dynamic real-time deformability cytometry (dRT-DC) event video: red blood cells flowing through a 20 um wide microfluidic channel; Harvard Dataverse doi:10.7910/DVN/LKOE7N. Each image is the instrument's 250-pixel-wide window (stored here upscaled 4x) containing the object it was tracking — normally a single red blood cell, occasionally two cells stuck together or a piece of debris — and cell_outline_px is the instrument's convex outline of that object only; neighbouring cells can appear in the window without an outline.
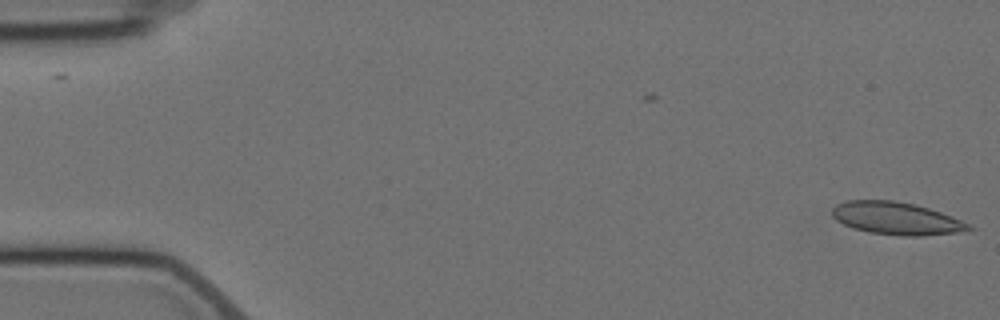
{"species": "Egyptian fruit bat (a non-hibernating species)", "species_latin": "Rousettus aegyptiacus", "temperature_condition": "cold", "stored_images_in_passage": 2, "camera_frame_rate_fps": 3000, "um_per_image_px": 0.085, "animal": {"sex": "female"}, "frame": {"image": 1, "passage_image": 2, "time_ms": 1.0, "image_size_px": [1000, 320], "cell_outline_px": [[976, 228], [960, 232], [924, 236], [900, 236], [868, 232], [852, 228], [836, 220], [832, 216], [832, 208], [836, 204], [844, 200], [892, 200], [916, 204], [952, 216]], "centroid_in_image_um": [76.17, 18.56], "position_along_channel_um": 8.8, "area_um2": 26.13}}